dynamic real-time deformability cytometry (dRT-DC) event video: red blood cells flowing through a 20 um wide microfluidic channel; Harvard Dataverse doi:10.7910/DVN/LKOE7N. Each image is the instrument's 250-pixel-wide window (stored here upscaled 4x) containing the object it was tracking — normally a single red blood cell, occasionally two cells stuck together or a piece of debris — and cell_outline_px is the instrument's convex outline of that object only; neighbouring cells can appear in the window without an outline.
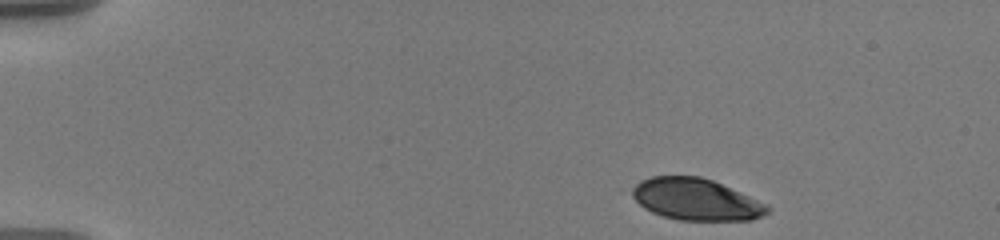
{"species": "human", "species_latin": "Homo sapiens", "temperature_condition": "warm", "stored_images_in_passage": 39, "camera_frame_rate_fps": 3000, "um_per_image_px": 0.085, "donor": {"sex": "male"}, "frame": {"image": 1, "passage_image": 1, "time_ms": 0.0, "image_size_px": [1000, 240], "cell_outline_px": [[772, 208], [768, 212], [752, 220], [676, 220], [652, 212], [644, 208], [632, 196], [632, 188], [640, 180], [652, 176], [700, 176], [712, 180], [768, 204]], "centroid_in_image_um": [59.16, 16.95], "position_along_channel_um": 25.8, "area_um2": 32.77}}
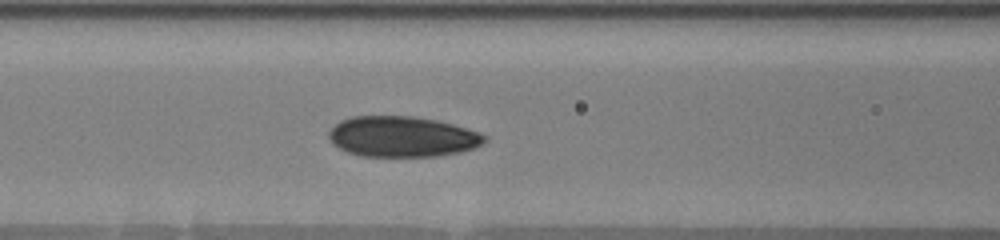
{"frame": {"image": 2, "passage_image": 16, "time_ms": 5.667, "image_size_px": [1000, 240], "cell_outline_px": [[488, 140], [472, 148], [460, 152], [436, 156], [360, 156], [348, 152], [332, 144], [328, 136], [328, 132], [340, 120], [352, 116], [412, 116], [436, 120], [452, 124], [488, 136]], "centroid_in_image_um": [34.15, 11.61], "position_along_channel_um": 132.4, "area_um2": 36.7}}
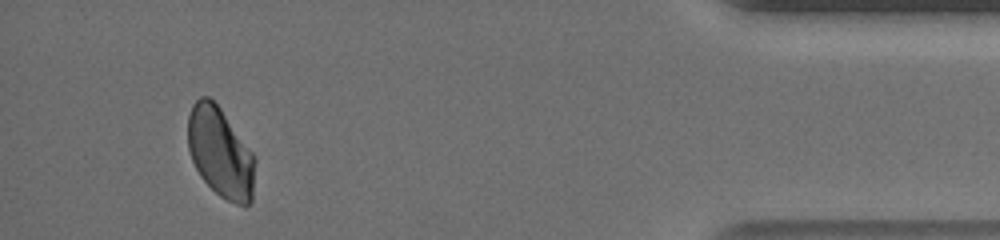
{"frame": {"image": 3, "passage_image": 36, "time_ms": 15.0, "image_size_px": [1000, 240], "cell_outline_px": [[256, 156], [252, 200], [248, 204], [236, 204], [220, 196], [200, 176], [192, 160], [188, 148], [188, 116], [192, 104], [200, 96], [208, 96], [220, 108]], "centroid_in_image_um": [18.74, 12.95], "position_along_channel_um": 416.5, "area_um2": 35.14}, "authors_computed_cell_mechanics": {"area_um2": 35.836, "velocity_mm_per_s": 3.5994, "shape_relaxation_time_tau1_ms": 5.4582, "shape_relaxation_time_tau2_ms": 2.7712, "deformation_change_tau1": 0.1162, "deformation_change_tau2": 0.0454}}